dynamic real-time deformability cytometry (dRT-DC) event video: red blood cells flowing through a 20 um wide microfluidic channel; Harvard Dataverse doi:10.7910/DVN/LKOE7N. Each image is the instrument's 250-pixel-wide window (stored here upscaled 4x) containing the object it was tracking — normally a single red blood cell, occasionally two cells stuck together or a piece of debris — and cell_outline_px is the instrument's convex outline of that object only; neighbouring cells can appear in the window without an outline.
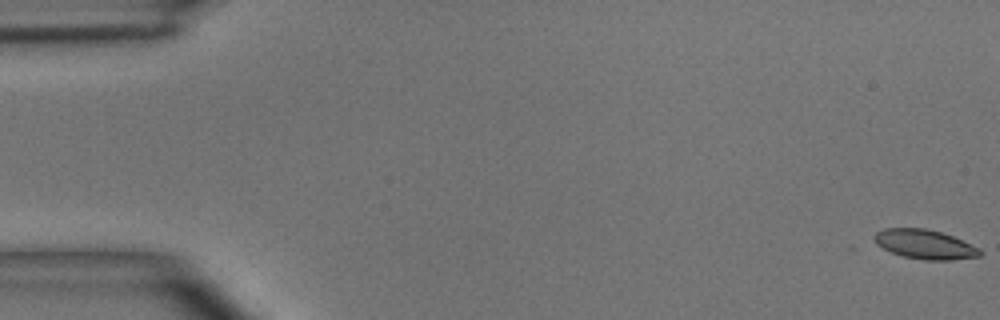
{"species": "common noctule bat (a hibernating species)", "species_latin": "Nyctalus noctula", "temperature_condition": "room temperature", "stored_images_in_passage": 51, "camera_frame_rate_fps": 3000, "um_per_image_px": 0.085, "animal": {"sex": "male", "body_mass_g": 15.6}, "frame": {"image": 1, "passage_image": 1, "time_ms": 0.0, "image_size_px": [1000, 320], "cell_outline_px": [[984, 252], [980, 256], [952, 260], [924, 260], [904, 256], [892, 252], [876, 244], [872, 236], [876, 232], [884, 228], [924, 228], [940, 232], [952, 236], [980, 248]], "centroid_in_image_um": [78.62, 20.77], "position_along_channel_um": 6.4, "area_um2": 18.03}}
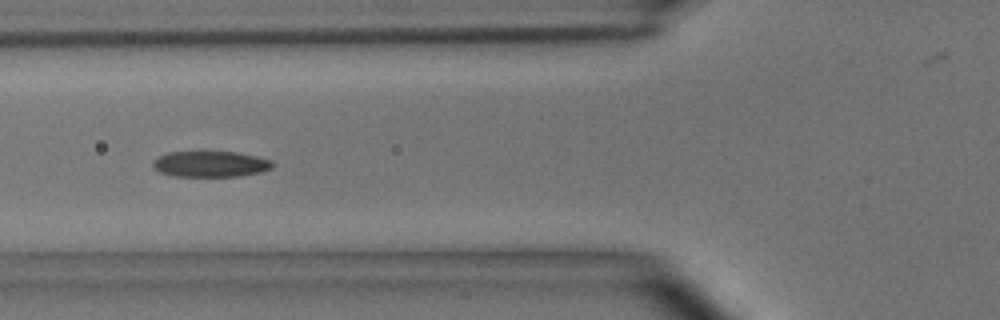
{"frame": {"image": 2, "passage_image": 19, "time_ms": 6.0, "image_size_px": [1000, 320], "cell_outline_px": [[276, 164], [272, 168], [260, 172], [240, 176], [172, 176], [160, 172], [152, 168], [152, 160], [168, 152], [236, 152], [256, 156], [272, 160]], "centroid_in_image_um": [17.89, 13.94], "position_along_channel_um": 107.9, "area_um2": 18.15}}
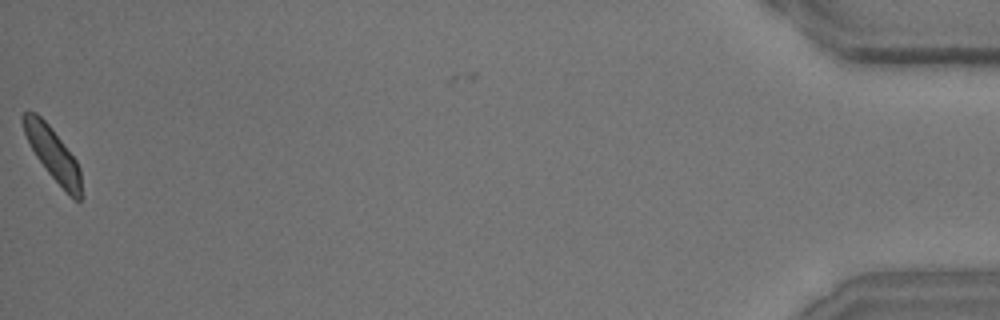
{"frame": {"image": 3, "passage_image": 50, "time_ms": 16.333, "image_size_px": [1000, 320], "cell_outline_px": [[80, 200], [76, 200], [48, 172], [36, 156], [24, 132], [20, 116], [24, 112], [36, 112], [52, 128], [76, 160], [80, 168]], "centroid_in_image_um": [4.45, 12.99], "position_along_channel_um": 430.8, "area_um2": 17.11}, "authors_computed_cell_mechanics": {"area_um2": 18.3804, "velocity_mm_per_s": 4.0521, "shape_relaxation_time_tau1_ms": 5.0128, "shape_relaxation_time_tau2_ms": 0.911, "deformation_change_tau1": 0.1354, "deformation_change_tau2": 0.0627}}